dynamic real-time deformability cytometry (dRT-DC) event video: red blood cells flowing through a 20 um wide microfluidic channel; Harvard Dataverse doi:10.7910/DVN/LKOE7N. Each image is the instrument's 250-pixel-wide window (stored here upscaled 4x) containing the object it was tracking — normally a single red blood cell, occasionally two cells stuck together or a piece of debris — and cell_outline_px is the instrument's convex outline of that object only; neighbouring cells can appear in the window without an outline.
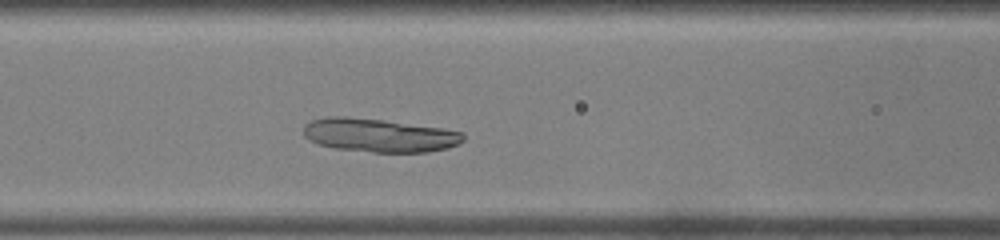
{"species": "common noctule bat (a hibernating species)", "species_latin": "Nyctalus noctula", "temperature_condition": "warm", "stored_images_in_passage": 39, "camera_frame_rate_fps": 3000, "um_per_image_px": 0.085, "animal": {"sex": "male", "body_mass_g": 19.0, "forearm_length_mm": 50.8}, "frame": {"image": 1, "passage_image": 12, "time_ms": 3.667, "image_size_px": [1000, 240], "cell_outline_px": [[464, 140], [448, 148], [428, 152], [372, 152], [336, 148], [320, 144], [308, 140], [304, 136], [304, 124], [312, 120], [328, 116], [344, 116], [384, 120], [440, 128], [464, 132]], "centroid_in_image_um": [32.21, 11.49], "position_along_channel_um": 134.4, "area_um2": 31.1}}
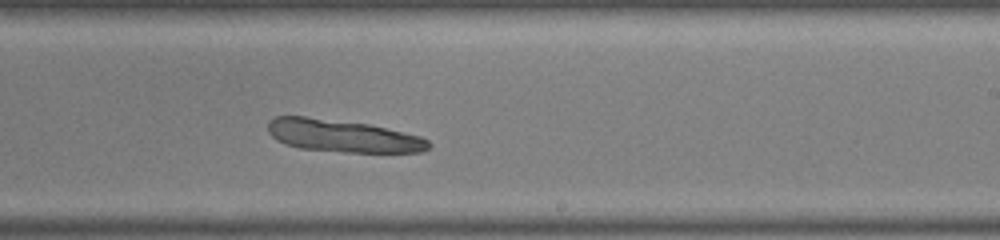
{"frame": {"image": 2, "passage_image": 21, "time_ms": 6.667, "image_size_px": [1000, 240], "cell_outline_px": [[432, 144], [428, 148], [420, 152], [344, 152], [300, 148], [284, 144], [276, 140], [268, 132], [268, 120], [272, 116], [304, 116], [368, 124], [404, 132], [420, 136], [428, 140]], "centroid_in_image_um": [29.08, 11.54], "position_along_channel_um": 259.9, "area_um2": 30.4}}
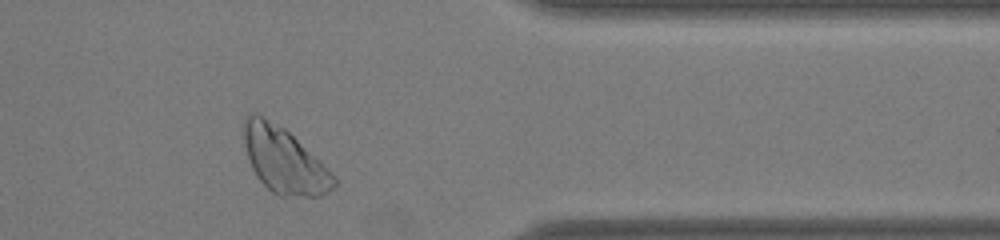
{"frame": {"image": 3, "passage_image": 31, "time_ms": 10.0, "image_size_px": [1000, 240], "cell_outline_px": [[336, 184], [328, 192], [320, 196], [280, 196], [272, 192], [256, 176], [252, 168], [244, 144], [244, 124], [248, 116], [252, 112], [256, 112], [284, 128], [336, 176]], "centroid_in_image_um": [24.14, 13.64], "position_along_channel_um": 387.3, "area_um2": 33.81}}